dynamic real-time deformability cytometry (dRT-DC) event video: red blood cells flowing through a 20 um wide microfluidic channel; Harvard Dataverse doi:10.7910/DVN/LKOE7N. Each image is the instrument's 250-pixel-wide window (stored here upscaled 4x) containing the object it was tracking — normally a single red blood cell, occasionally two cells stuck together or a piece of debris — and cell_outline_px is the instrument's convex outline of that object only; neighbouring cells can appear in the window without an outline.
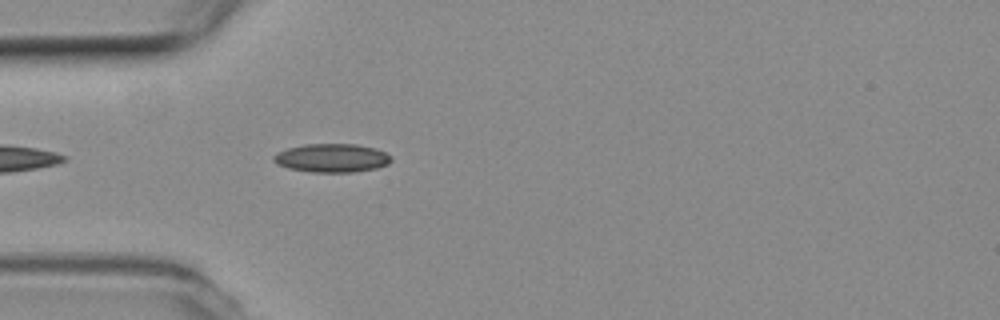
{"species": "common noctule bat (a hibernating species)", "species_latin": "Nyctalus noctula", "temperature_condition": "room temperature", "stored_images_in_passage": 9, "camera_frame_rate_fps": 3000, "um_per_image_px": 0.085, "animal": {"sex": "female", "body_mass_g": 19.3, "forearm_length_mm": 54.1}, "frame": {"image": 1, "passage_image": 3, "time_ms": 0.667, "image_size_px": [1000, 320], "cell_outline_px": [[392, 160], [388, 164], [376, 168], [352, 172], [312, 172], [288, 168], [276, 164], [272, 160], [272, 156], [276, 152], [288, 148], [304, 144], [356, 144], [376, 148], [392, 156]], "centroid_in_image_um": [28.19, 13.42], "position_along_channel_um": 56.8, "area_um2": 19.71}}